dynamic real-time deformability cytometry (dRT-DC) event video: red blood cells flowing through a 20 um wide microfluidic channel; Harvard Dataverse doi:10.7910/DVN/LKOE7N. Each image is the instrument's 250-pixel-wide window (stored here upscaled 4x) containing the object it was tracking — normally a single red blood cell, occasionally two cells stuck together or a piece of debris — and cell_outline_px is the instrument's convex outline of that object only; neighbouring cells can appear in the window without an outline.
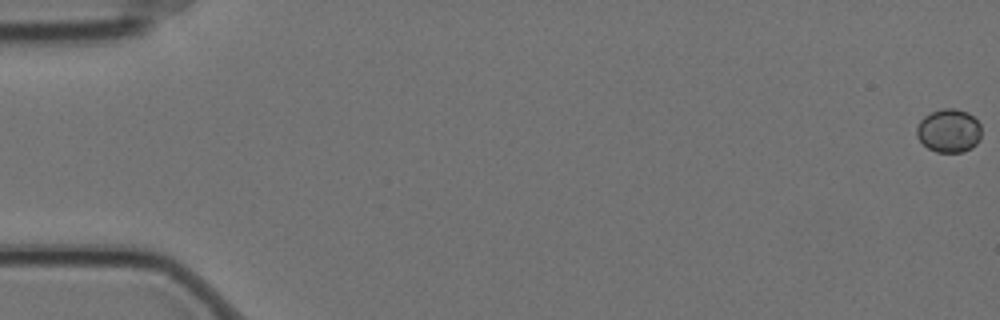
{"species": "Egyptian fruit bat (a non-hibernating species)", "species_latin": "Rousettus aegyptiacus", "temperature_condition": "cold", "stored_images_in_passage": 15, "camera_frame_rate_fps": 3000, "um_per_image_px": 0.085, "animal": {"sex": "female"}, "frame": {"image": 1, "passage_image": 1, "time_ms": 0.0, "image_size_px": [1000, 320], "cell_outline_px": [[980, 140], [972, 148], [964, 152], [936, 152], [928, 148], [916, 136], [916, 128], [920, 120], [924, 116], [932, 112], [944, 108], [952, 108], [968, 112], [980, 124]], "centroid_in_image_um": [80.65, 11.12], "position_along_channel_um": 4.3, "area_um2": 16.42}}
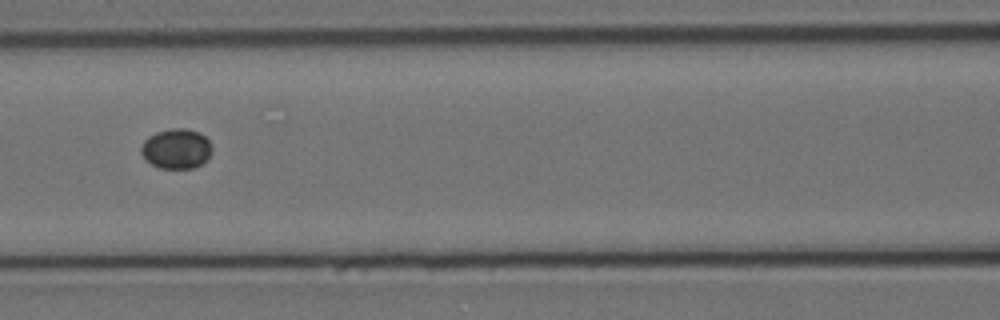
{"frame": {"image": 2, "passage_image": 7, "time_ms": 2.0, "image_size_px": [1000, 320], "cell_outline_px": [[212, 152], [200, 164], [192, 168], [160, 168], [144, 160], [140, 152], [140, 148], [144, 140], [148, 136], [156, 132], [172, 128], [184, 128], [196, 132], [204, 136], [208, 140], [212, 148]], "centroid_in_image_um": [14.94, 12.64], "position_along_channel_um": 151.7, "area_um2": 16.42}}
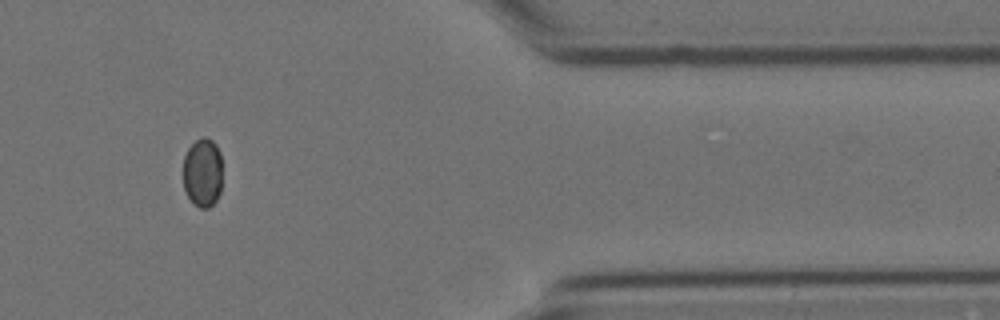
{"frame": {"image": 3, "passage_image": 13, "time_ms": 4.0, "image_size_px": [1000, 320], "cell_outline_px": [[220, 192], [216, 200], [208, 208], [200, 208], [188, 196], [184, 188], [184, 156], [188, 148], [196, 140], [204, 136], [212, 140], [216, 144], [220, 152]], "centroid_in_image_um": [17.22, 14.64], "position_along_channel_um": 394.2, "area_um2": 15.49}}